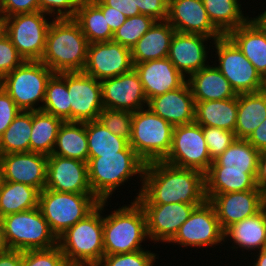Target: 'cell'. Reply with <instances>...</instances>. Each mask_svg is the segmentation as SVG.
I'll use <instances>...</instances> for the list:
<instances>
[{
    "label": "cell",
    "instance_id": "obj_1",
    "mask_svg": "<svg viewBox=\"0 0 266 266\" xmlns=\"http://www.w3.org/2000/svg\"><path fill=\"white\" fill-rule=\"evenodd\" d=\"M205 174L195 169L179 168L163 161L146 164L139 204H203Z\"/></svg>",
    "mask_w": 266,
    "mask_h": 266
},
{
    "label": "cell",
    "instance_id": "obj_2",
    "mask_svg": "<svg viewBox=\"0 0 266 266\" xmlns=\"http://www.w3.org/2000/svg\"><path fill=\"white\" fill-rule=\"evenodd\" d=\"M146 163L135 153V150H122L117 154L88 157V181L92 193L101 201L111 202L116 189L136 177L139 189L133 200L141 192ZM140 181V182H139Z\"/></svg>",
    "mask_w": 266,
    "mask_h": 266
},
{
    "label": "cell",
    "instance_id": "obj_3",
    "mask_svg": "<svg viewBox=\"0 0 266 266\" xmlns=\"http://www.w3.org/2000/svg\"><path fill=\"white\" fill-rule=\"evenodd\" d=\"M88 41L73 18L53 19L41 62L55 74L83 71Z\"/></svg>",
    "mask_w": 266,
    "mask_h": 266
},
{
    "label": "cell",
    "instance_id": "obj_4",
    "mask_svg": "<svg viewBox=\"0 0 266 266\" xmlns=\"http://www.w3.org/2000/svg\"><path fill=\"white\" fill-rule=\"evenodd\" d=\"M108 203V201H103L104 254L131 253L145 249L143 244L150 239L145 213L140 204L136 200H131L127 202L130 204L119 205L109 214L106 212Z\"/></svg>",
    "mask_w": 266,
    "mask_h": 266
},
{
    "label": "cell",
    "instance_id": "obj_5",
    "mask_svg": "<svg viewBox=\"0 0 266 266\" xmlns=\"http://www.w3.org/2000/svg\"><path fill=\"white\" fill-rule=\"evenodd\" d=\"M58 246L69 266L97 265L104 257L103 201L83 220L58 237Z\"/></svg>",
    "mask_w": 266,
    "mask_h": 266
},
{
    "label": "cell",
    "instance_id": "obj_6",
    "mask_svg": "<svg viewBox=\"0 0 266 266\" xmlns=\"http://www.w3.org/2000/svg\"><path fill=\"white\" fill-rule=\"evenodd\" d=\"M173 126L148 107L133 112L129 145L146 163L163 161L172 145Z\"/></svg>",
    "mask_w": 266,
    "mask_h": 266
},
{
    "label": "cell",
    "instance_id": "obj_7",
    "mask_svg": "<svg viewBox=\"0 0 266 266\" xmlns=\"http://www.w3.org/2000/svg\"><path fill=\"white\" fill-rule=\"evenodd\" d=\"M54 74L41 61H24L1 79V88L21 111L41 110L48 81Z\"/></svg>",
    "mask_w": 266,
    "mask_h": 266
},
{
    "label": "cell",
    "instance_id": "obj_8",
    "mask_svg": "<svg viewBox=\"0 0 266 266\" xmlns=\"http://www.w3.org/2000/svg\"><path fill=\"white\" fill-rule=\"evenodd\" d=\"M99 202L94 194L58 192L45 188L39 193L38 207L58 238L90 214Z\"/></svg>",
    "mask_w": 266,
    "mask_h": 266
},
{
    "label": "cell",
    "instance_id": "obj_9",
    "mask_svg": "<svg viewBox=\"0 0 266 266\" xmlns=\"http://www.w3.org/2000/svg\"><path fill=\"white\" fill-rule=\"evenodd\" d=\"M10 249L18 251L50 249L58 245L39 207L0 218Z\"/></svg>",
    "mask_w": 266,
    "mask_h": 266
},
{
    "label": "cell",
    "instance_id": "obj_10",
    "mask_svg": "<svg viewBox=\"0 0 266 266\" xmlns=\"http://www.w3.org/2000/svg\"><path fill=\"white\" fill-rule=\"evenodd\" d=\"M212 45L211 55L215 58L211 63L229 81L236 94L263 90V78L227 35L214 40Z\"/></svg>",
    "mask_w": 266,
    "mask_h": 266
},
{
    "label": "cell",
    "instance_id": "obj_11",
    "mask_svg": "<svg viewBox=\"0 0 266 266\" xmlns=\"http://www.w3.org/2000/svg\"><path fill=\"white\" fill-rule=\"evenodd\" d=\"M37 11L17 14L1 20L2 30L9 37L24 61H40L46 47V36L51 20Z\"/></svg>",
    "mask_w": 266,
    "mask_h": 266
},
{
    "label": "cell",
    "instance_id": "obj_12",
    "mask_svg": "<svg viewBox=\"0 0 266 266\" xmlns=\"http://www.w3.org/2000/svg\"><path fill=\"white\" fill-rule=\"evenodd\" d=\"M184 249L214 248L224 246V230L216 216L213 205L206 200L194 208L189 218L180 226L175 236L167 243ZM214 246V247H213Z\"/></svg>",
    "mask_w": 266,
    "mask_h": 266
},
{
    "label": "cell",
    "instance_id": "obj_13",
    "mask_svg": "<svg viewBox=\"0 0 266 266\" xmlns=\"http://www.w3.org/2000/svg\"><path fill=\"white\" fill-rule=\"evenodd\" d=\"M163 162L187 169L208 171L213 160L209 155L202 126L196 122L175 126L171 149Z\"/></svg>",
    "mask_w": 266,
    "mask_h": 266
},
{
    "label": "cell",
    "instance_id": "obj_14",
    "mask_svg": "<svg viewBox=\"0 0 266 266\" xmlns=\"http://www.w3.org/2000/svg\"><path fill=\"white\" fill-rule=\"evenodd\" d=\"M69 122L98 120L104 109L101 83L83 71L67 72Z\"/></svg>",
    "mask_w": 266,
    "mask_h": 266
},
{
    "label": "cell",
    "instance_id": "obj_15",
    "mask_svg": "<svg viewBox=\"0 0 266 266\" xmlns=\"http://www.w3.org/2000/svg\"><path fill=\"white\" fill-rule=\"evenodd\" d=\"M133 68L131 49L128 47L113 41L88 45L83 72L98 81L119 76Z\"/></svg>",
    "mask_w": 266,
    "mask_h": 266
},
{
    "label": "cell",
    "instance_id": "obj_16",
    "mask_svg": "<svg viewBox=\"0 0 266 266\" xmlns=\"http://www.w3.org/2000/svg\"><path fill=\"white\" fill-rule=\"evenodd\" d=\"M211 43L213 44L214 40L202 34L175 32L169 48L168 59L187 79L210 64V58H214L211 54L209 55L212 52L210 51L213 46Z\"/></svg>",
    "mask_w": 266,
    "mask_h": 266
},
{
    "label": "cell",
    "instance_id": "obj_17",
    "mask_svg": "<svg viewBox=\"0 0 266 266\" xmlns=\"http://www.w3.org/2000/svg\"><path fill=\"white\" fill-rule=\"evenodd\" d=\"M105 109L136 112L148 106L139 74L133 68L119 76L100 81Z\"/></svg>",
    "mask_w": 266,
    "mask_h": 266
},
{
    "label": "cell",
    "instance_id": "obj_18",
    "mask_svg": "<svg viewBox=\"0 0 266 266\" xmlns=\"http://www.w3.org/2000/svg\"><path fill=\"white\" fill-rule=\"evenodd\" d=\"M198 205L201 204H140L145 213L150 241L154 244L168 243Z\"/></svg>",
    "mask_w": 266,
    "mask_h": 266
},
{
    "label": "cell",
    "instance_id": "obj_19",
    "mask_svg": "<svg viewBox=\"0 0 266 266\" xmlns=\"http://www.w3.org/2000/svg\"><path fill=\"white\" fill-rule=\"evenodd\" d=\"M213 205L221 228L254 216L266 206V194L261 190H247L206 196Z\"/></svg>",
    "mask_w": 266,
    "mask_h": 266
},
{
    "label": "cell",
    "instance_id": "obj_20",
    "mask_svg": "<svg viewBox=\"0 0 266 266\" xmlns=\"http://www.w3.org/2000/svg\"><path fill=\"white\" fill-rule=\"evenodd\" d=\"M45 188L58 192L93 194L88 181V163L49 155Z\"/></svg>",
    "mask_w": 266,
    "mask_h": 266
},
{
    "label": "cell",
    "instance_id": "obj_21",
    "mask_svg": "<svg viewBox=\"0 0 266 266\" xmlns=\"http://www.w3.org/2000/svg\"><path fill=\"white\" fill-rule=\"evenodd\" d=\"M48 156L34 152L0 155L4 181L45 189Z\"/></svg>",
    "mask_w": 266,
    "mask_h": 266
},
{
    "label": "cell",
    "instance_id": "obj_22",
    "mask_svg": "<svg viewBox=\"0 0 266 266\" xmlns=\"http://www.w3.org/2000/svg\"><path fill=\"white\" fill-rule=\"evenodd\" d=\"M167 21L176 32L202 34L213 40L223 36L210 21L202 0H169Z\"/></svg>",
    "mask_w": 266,
    "mask_h": 266
},
{
    "label": "cell",
    "instance_id": "obj_23",
    "mask_svg": "<svg viewBox=\"0 0 266 266\" xmlns=\"http://www.w3.org/2000/svg\"><path fill=\"white\" fill-rule=\"evenodd\" d=\"M134 69L139 74L148 101L155 96L178 89L187 82L168 57L137 63Z\"/></svg>",
    "mask_w": 266,
    "mask_h": 266
},
{
    "label": "cell",
    "instance_id": "obj_24",
    "mask_svg": "<svg viewBox=\"0 0 266 266\" xmlns=\"http://www.w3.org/2000/svg\"><path fill=\"white\" fill-rule=\"evenodd\" d=\"M147 107L173 127L195 122L196 103L188 82L178 89L151 98Z\"/></svg>",
    "mask_w": 266,
    "mask_h": 266
},
{
    "label": "cell",
    "instance_id": "obj_25",
    "mask_svg": "<svg viewBox=\"0 0 266 266\" xmlns=\"http://www.w3.org/2000/svg\"><path fill=\"white\" fill-rule=\"evenodd\" d=\"M229 241V242H228ZM234 251L251 255L266 248V206L254 216L244 218L224 230V244ZM229 243L231 245H229ZM239 248V249H238ZM241 249V250H240ZM254 251V252H252Z\"/></svg>",
    "mask_w": 266,
    "mask_h": 266
},
{
    "label": "cell",
    "instance_id": "obj_26",
    "mask_svg": "<svg viewBox=\"0 0 266 266\" xmlns=\"http://www.w3.org/2000/svg\"><path fill=\"white\" fill-rule=\"evenodd\" d=\"M175 32L167 20L155 21L131 48L133 64L167 58Z\"/></svg>",
    "mask_w": 266,
    "mask_h": 266
},
{
    "label": "cell",
    "instance_id": "obj_27",
    "mask_svg": "<svg viewBox=\"0 0 266 266\" xmlns=\"http://www.w3.org/2000/svg\"><path fill=\"white\" fill-rule=\"evenodd\" d=\"M187 82L195 102L225 100L237 96L229 81L213 63L192 74Z\"/></svg>",
    "mask_w": 266,
    "mask_h": 266
},
{
    "label": "cell",
    "instance_id": "obj_28",
    "mask_svg": "<svg viewBox=\"0 0 266 266\" xmlns=\"http://www.w3.org/2000/svg\"><path fill=\"white\" fill-rule=\"evenodd\" d=\"M227 36L237 45L264 79L266 77V32L249 19Z\"/></svg>",
    "mask_w": 266,
    "mask_h": 266
},
{
    "label": "cell",
    "instance_id": "obj_29",
    "mask_svg": "<svg viewBox=\"0 0 266 266\" xmlns=\"http://www.w3.org/2000/svg\"><path fill=\"white\" fill-rule=\"evenodd\" d=\"M260 151L245 139H235L233 143L217 157L208 171H234L257 174Z\"/></svg>",
    "mask_w": 266,
    "mask_h": 266
},
{
    "label": "cell",
    "instance_id": "obj_30",
    "mask_svg": "<svg viewBox=\"0 0 266 266\" xmlns=\"http://www.w3.org/2000/svg\"><path fill=\"white\" fill-rule=\"evenodd\" d=\"M236 139L247 140L266 119V94L263 91L237 94Z\"/></svg>",
    "mask_w": 266,
    "mask_h": 266
},
{
    "label": "cell",
    "instance_id": "obj_31",
    "mask_svg": "<svg viewBox=\"0 0 266 266\" xmlns=\"http://www.w3.org/2000/svg\"><path fill=\"white\" fill-rule=\"evenodd\" d=\"M195 122L201 126H210L233 131L237 120V96L225 100L195 102Z\"/></svg>",
    "mask_w": 266,
    "mask_h": 266
},
{
    "label": "cell",
    "instance_id": "obj_32",
    "mask_svg": "<svg viewBox=\"0 0 266 266\" xmlns=\"http://www.w3.org/2000/svg\"><path fill=\"white\" fill-rule=\"evenodd\" d=\"M52 154L88 163L86 122H63Z\"/></svg>",
    "mask_w": 266,
    "mask_h": 266
},
{
    "label": "cell",
    "instance_id": "obj_33",
    "mask_svg": "<svg viewBox=\"0 0 266 266\" xmlns=\"http://www.w3.org/2000/svg\"><path fill=\"white\" fill-rule=\"evenodd\" d=\"M73 19L89 44L112 41L114 33L107 24L106 15L92 0H82Z\"/></svg>",
    "mask_w": 266,
    "mask_h": 266
},
{
    "label": "cell",
    "instance_id": "obj_34",
    "mask_svg": "<svg viewBox=\"0 0 266 266\" xmlns=\"http://www.w3.org/2000/svg\"><path fill=\"white\" fill-rule=\"evenodd\" d=\"M212 24L223 34L245 24L250 15H245L241 0H202ZM243 10V11H242Z\"/></svg>",
    "mask_w": 266,
    "mask_h": 266
},
{
    "label": "cell",
    "instance_id": "obj_35",
    "mask_svg": "<svg viewBox=\"0 0 266 266\" xmlns=\"http://www.w3.org/2000/svg\"><path fill=\"white\" fill-rule=\"evenodd\" d=\"M39 193L29 185L4 181L0 191V218L37 208Z\"/></svg>",
    "mask_w": 266,
    "mask_h": 266
},
{
    "label": "cell",
    "instance_id": "obj_36",
    "mask_svg": "<svg viewBox=\"0 0 266 266\" xmlns=\"http://www.w3.org/2000/svg\"><path fill=\"white\" fill-rule=\"evenodd\" d=\"M257 174L234 171H207L205 173V194L242 192L247 190H260L256 184Z\"/></svg>",
    "mask_w": 266,
    "mask_h": 266
},
{
    "label": "cell",
    "instance_id": "obj_37",
    "mask_svg": "<svg viewBox=\"0 0 266 266\" xmlns=\"http://www.w3.org/2000/svg\"><path fill=\"white\" fill-rule=\"evenodd\" d=\"M63 120L42 110L33 111L30 151L51 155Z\"/></svg>",
    "mask_w": 266,
    "mask_h": 266
},
{
    "label": "cell",
    "instance_id": "obj_38",
    "mask_svg": "<svg viewBox=\"0 0 266 266\" xmlns=\"http://www.w3.org/2000/svg\"><path fill=\"white\" fill-rule=\"evenodd\" d=\"M88 140V157H101V155L117 154L122 150H134L129 141L112 134L98 120L86 122Z\"/></svg>",
    "mask_w": 266,
    "mask_h": 266
},
{
    "label": "cell",
    "instance_id": "obj_39",
    "mask_svg": "<svg viewBox=\"0 0 266 266\" xmlns=\"http://www.w3.org/2000/svg\"><path fill=\"white\" fill-rule=\"evenodd\" d=\"M33 111H21L0 137V155L30 152Z\"/></svg>",
    "mask_w": 266,
    "mask_h": 266
},
{
    "label": "cell",
    "instance_id": "obj_40",
    "mask_svg": "<svg viewBox=\"0 0 266 266\" xmlns=\"http://www.w3.org/2000/svg\"><path fill=\"white\" fill-rule=\"evenodd\" d=\"M42 111L69 121V93L67 72L54 74L48 81Z\"/></svg>",
    "mask_w": 266,
    "mask_h": 266
},
{
    "label": "cell",
    "instance_id": "obj_41",
    "mask_svg": "<svg viewBox=\"0 0 266 266\" xmlns=\"http://www.w3.org/2000/svg\"><path fill=\"white\" fill-rule=\"evenodd\" d=\"M155 21L152 17L142 14L128 17L114 32L112 41L131 49Z\"/></svg>",
    "mask_w": 266,
    "mask_h": 266
},
{
    "label": "cell",
    "instance_id": "obj_42",
    "mask_svg": "<svg viewBox=\"0 0 266 266\" xmlns=\"http://www.w3.org/2000/svg\"><path fill=\"white\" fill-rule=\"evenodd\" d=\"M132 117L133 112L104 108L99 114L98 121L112 134L130 141L132 134Z\"/></svg>",
    "mask_w": 266,
    "mask_h": 266
},
{
    "label": "cell",
    "instance_id": "obj_43",
    "mask_svg": "<svg viewBox=\"0 0 266 266\" xmlns=\"http://www.w3.org/2000/svg\"><path fill=\"white\" fill-rule=\"evenodd\" d=\"M158 255V256H157ZM159 254L149 249H142L131 253L104 255L100 266H154L158 263Z\"/></svg>",
    "mask_w": 266,
    "mask_h": 266
},
{
    "label": "cell",
    "instance_id": "obj_44",
    "mask_svg": "<svg viewBox=\"0 0 266 266\" xmlns=\"http://www.w3.org/2000/svg\"><path fill=\"white\" fill-rule=\"evenodd\" d=\"M23 266H69L59 246L23 251Z\"/></svg>",
    "mask_w": 266,
    "mask_h": 266
},
{
    "label": "cell",
    "instance_id": "obj_45",
    "mask_svg": "<svg viewBox=\"0 0 266 266\" xmlns=\"http://www.w3.org/2000/svg\"><path fill=\"white\" fill-rule=\"evenodd\" d=\"M202 129L209 155L213 161L236 139L233 131L210 126H202Z\"/></svg>",
    "mask_w": 266,
    "mask_h": 266
},
{
    "label": "cell",
    "instance_id": "obj_46",
    "mask_svg": "<svg viewBox=\"0 0 266 266\" xmlns=\"http://www.w3.org/2000/svg\"><path fill=\"white\" fill-rule=\"evenodd\" d=\"M23 62L24 59L19 55L9 37L2 30L0 32V79Z\"/></svg>",
    "mask_w": 266,
    "mask_h": 266
},
{
    "label": "cell",
    "instance_id": "obj_47",
    "mask_svg": "<svg viewBox=\"0 0 266 266\" xmlns=\"http://www.w3.org/2000/svg\"><path fill=\"white\" fill-rule=\"evenodd\" d=\"M40 11L52 19L74 18L82 0H38Z\"/></svg>",
    "mask_w": 266,
    "mask_h": 266
},
{
    "label": "cell",
    "instance_id": "obj_48",
    "mask_svg": "<svg viewBox=\"0 0 266 266\" xmlns=\"http://www.w3.org/2000/svg\"><path fill=\"white\" fill-rule=\"evenodd\" d=\"M134 11L152 17L156 21L167 20L169 0H133Z\"/></svg>",
    "mask_w": 266,
    "mask_h": 266
},
{
    "label": "cell",
    "instance_id": "obj_49",
    "mask_svg": "<svg viewBox=\"0 0 266 266\" xmlns=\"http://www.w3.org/2000/svg\"><path fill=\"white\" fill-rule=\"evenodd\" d=\"M40 11L38 0H0V18Z\"/></svg>",
    "mask_w": 266,
    "mask_h": 266
},
{
    "label": "cell",
    "instance_id": "obj_50",
    "mask_svg": "<svg viewBox=\"0 0 266 266\" xmlns=\"http://www.w3.org/2000/svg\"><path fill=\"white\" fill-rule=\"evenodd\" d=\"M20 112L10 95L0 87V137Z\"/></svg>",
    "mask_w": 266,
    "mask_h": 266
},
{
    "label": "cell",
    "instance_id": "obj_51",
    "mask_svg": "<svg viewBox=\"0 0 266 266\" xmlns=\"http://www.w3.org/2000/svg\"><path fill=\"white\" fill-rule=\"evenodd\" d=\"M106 15V21L114 33L127 19V17L117 9L105 6L100 0H92Z\"/></svg>",
    "mask_w": 266,
    "mask_h": 266
},
{
    "label": "cell",
    "instance_id": "obj_52",
    "mask_svg": "<svg viewBox=\"0 0 266 266\" xmlns=\"http://www.w3.org/2000/svg\"><path fill=\"white\" fill-rule=\"evenodd\" d=\"M105 6H110L122 12L127 18L140 15V11H134L133 0H100Z\"/></svg>",
    "mask_w": 266,
    "mask_h": 266
},
{
    "label": "cell",
    "instance_id": "obj_53",
    "mask_svg": "<svg viewBox=\"0 0 266 266\" xmlns=\"http://www.w3.org/2000/svg\"><path fill=\"white\" fill-rule=\"evenodd\" d=\"M247 141L258 151H266V119L256 128Z\"/></svg>",
    "mask_w": 266,
    "mask_h": 266
},
{
    "label": "cell",
    "instance_id": "obj_54",
    "mask_svg": "<svg viewBox=\"0 0 266 266\" xmlns=\"http://www.w3.org/2000/svg\"><path fill=\"white\" fill-rule=\"evenodd\" d=\"M0 266H23V251L10 249L0 255Z\"/></svg>",
    "mask_w": 266,
    "mask_h": 266
},
{
    "label": "cell",
    "instance_id": "obj_55",
    "mask_svg": "<svg viewBox=\"0 0 266 266\" xmlns=\"http://www.w3.org/2000/svg\"><path fill=\"white\" fill-rule=\"evenodd\" d=\"M256 184L257 188L266 194V151L260 152Z\"/></svg>",
    "mask_w": 266,
    "mask_h": 266
},
{
    "label": "cell",
    "instance_id": "obj_56",
    "mask_svg": "<svg viewBox=\"0 0 266 266\" xmlns=\"http://www.w3.org/2000/svg\"><path fill=\"white\" fill-rule=\"evenodd\" d=\"M244 254L246 255V257L247 256L251 257L250 261L252 263L247 262V264H249L248 266H266V248L262 249L260 251H257L255 253H252L251 256L249 254L247 255L246 253H244Z\"/></svg>",
    "mask_w": 266,
    "mask_h": 266
},
{
    "label": "cell",
    "instance_id": "obj_57",
    "mask_svg": "<svg viewBox=\"0 0 266 266\" xmlns=\"http://www.w3.org/2000/svg\"><path fill=\"white\" fill-rule=\"evenodd\" d=\"M259 12L260 14L258 13V15L256 16L255 15L253 17L250 16V19L254 21L264 32H266V10L263 12L261 11Z\"/></svg>",
    "mask_w": 266,
    "mask_h": 266
},
{
    "label": "cell",
    "instance_id": "obj_58",
    "mask_svg": "<svg viewBox=\"0 0 266 266\" xmlns=\"http://www.w3.org/2000/svg\"><path fill=\"white\" fill-rule=\"evenodd\" d=\"M10 250V247L7 243L3 225L0 221V255L7 253Z\"/></svg>",
    "mask_w": 266,
    "mask_h": 266
},
{
    "label": "cell",
    "instance_id": "obj_59",
    "mask_svg": "<svg viewBox=\"0 0 266 266\" xmlns=\"http://www.w3.org/2000/svg\"><path fill=\"white\" fill-rule=\"evenodd\" d=\"M3 182H4V177H3V172H2V166L0 163V191H1V187H2Z\"/></svg>",
    "mask_w": 266,
    "mask_h": 266
},
{
    "label": "cell",
    "instance_id": "obj_60",
    "mask_svg": "<svg viewBox=\"0 0 266 266\" xmlns=\"http://www.w3.org/2000/svg\"><path fill=\"white\" fill-rule=\"evenodd\" d=\"M262 91L266 94V77L263 79V90Z\"/></svg>",
    "mask_w": 266,
    "mask_h": 266
},
{
    "label": "cell",
    "instance_id": "obj_61",
    "mask_svg": "<svg viewBox=\"0 0 266 266\" xmlns=\"http://www.w3.org/2000/svg\"><path fill=\"white\" fill-rule=\"evenodd\" d=\"M2 31V22L0 21V32Z\"/></svg>",
    "mask_w": 266,
    "mask_h": 266
}]
</instances>
